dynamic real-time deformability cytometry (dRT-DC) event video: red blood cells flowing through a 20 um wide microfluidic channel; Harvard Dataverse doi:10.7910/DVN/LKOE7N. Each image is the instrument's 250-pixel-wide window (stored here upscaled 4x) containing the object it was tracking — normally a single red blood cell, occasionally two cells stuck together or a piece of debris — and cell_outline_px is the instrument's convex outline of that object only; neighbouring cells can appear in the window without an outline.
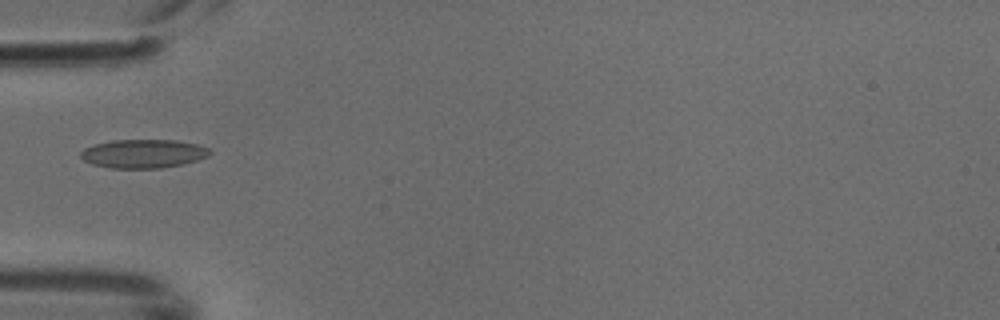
{"species": "common noctule bat (a hibernating species)", "species_latin": "Nyctalus noctula", "temperature_condition": "cold", "stored_images_in_passage": 3, "camera_frame_rate_fps": 3000, "um_per_image_px": 0.085, "animal": {"sex": "male", "body_mass_g": 18.8}, "frame": {"image": 1, "passage_image": 3, "time_ms": 0.667, "image_size_px": [1000, 320], "cell_outline_px": [[212, 152], [208, 156], [184, 164], [160, 168], [112, 168], [92, 164], [84, 160], [80, 156], [80, 152], [84, 148], [92, 144], [112, 140], [176, 140], [196, 144], [208, 148]], "centroid_in_image_um": [12.16, 13.06], "position_along_channel_um": 72.8, "area_um2": 21.62}}